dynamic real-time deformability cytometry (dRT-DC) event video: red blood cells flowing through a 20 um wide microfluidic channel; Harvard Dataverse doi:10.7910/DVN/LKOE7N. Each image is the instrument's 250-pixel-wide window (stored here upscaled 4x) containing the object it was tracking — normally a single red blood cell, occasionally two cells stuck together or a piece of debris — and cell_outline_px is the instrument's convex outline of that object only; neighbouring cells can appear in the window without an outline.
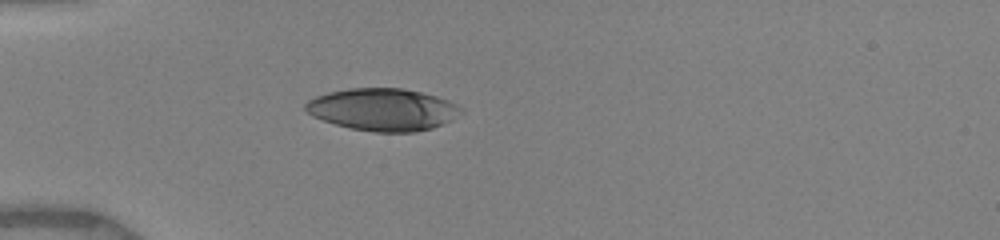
{"species": "human", "species_latin": "Homo sapiens", "temperature_condition": "warm", "stored_images_in_passage": 13, "camera_frame_rate_fps": 3000, "um_per_image_px": 0.085, "donor": {"sex": "female"}, "frame": {"image": 1, "passage_image": 1, "time_ms": 0.0, "image_size_px": [1000, 240], "cell_outline_px": [[464, 112], [452, 120], [432, 128], [416, 132], [376, 132], [352, 128], [336, 124], [312, 116], [304, 108], [304, 104], [308, 100], [316, 96], [328, 92], [348, 88], [404, 88], [436, 96], [448, 100], [464, 108]], "centroid_in_image_um": [32.57, 9.3], "position_along_channel_um": 52.4, "area_um2": 38.38}}
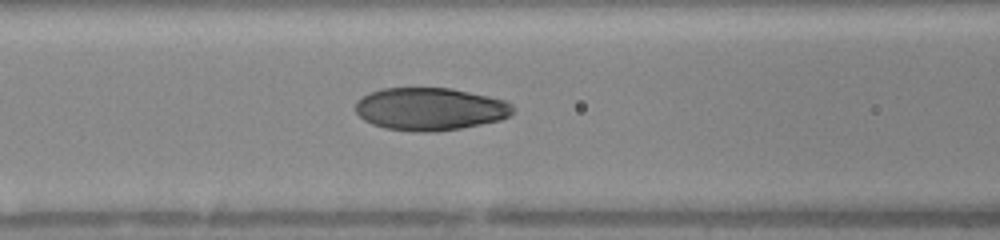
{"frame": {"image": 2, "passage_image": 5, "time_ms": 2.333, "image_size_px": [1000, 240], "cell_outline_px": [[516, 108], [508, 116], [500, 120], [460, 128], [432, 132], [416, 132], [384, 128], [372, 124], [364, 120], [356, 112], [356, 100], [372, 92], [384, 88], [452, 88], [488, 96], [504, 100], [512, 104]], "centroid_in_image_um": [36.56, 9.27], "position_along_channel_um": 130.0, "area_um2": 39.07}}
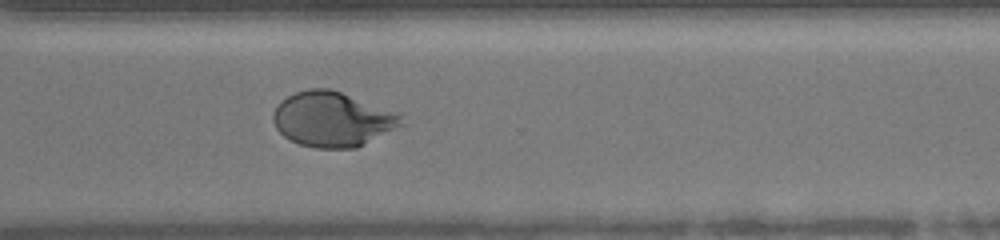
{"frame": {"image": 3, "passage_image": 13, "time_ms": 7.667, "image_size_px": [1000, 240], "cell_outline_px": [[404, 124], [356, 148], [316, 148], [300, 144], [284, 136], [276, 128], [272, 120], [272, 112], [276, 104], [280, 100], [296, 92], [308, 88], [328, 88], [340, 92], [400, 116]], "centroid_in_image_um": [28.15, 10.15], "position_along_channel_um": 342.5, "area_um2": 40.17}}